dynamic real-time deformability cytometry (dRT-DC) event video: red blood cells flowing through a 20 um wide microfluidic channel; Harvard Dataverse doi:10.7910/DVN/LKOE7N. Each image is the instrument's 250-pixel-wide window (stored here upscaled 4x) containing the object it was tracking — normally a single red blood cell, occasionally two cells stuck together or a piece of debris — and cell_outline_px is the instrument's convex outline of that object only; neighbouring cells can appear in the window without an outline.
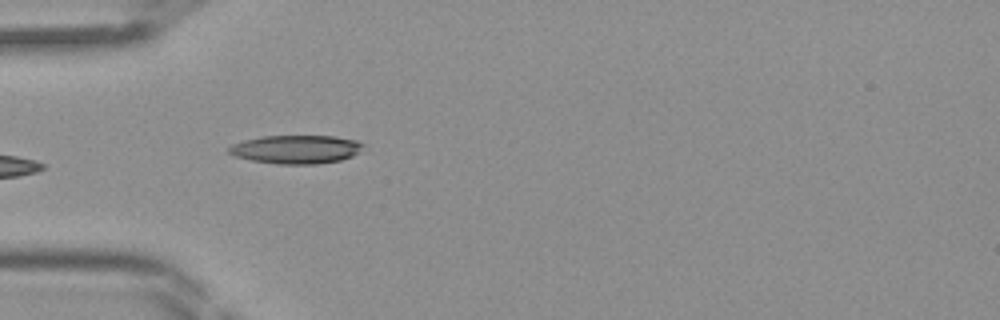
{"species": "Egyptian fruit bat (a non-hibernating species)", "species_latin": "Rousettus aegyptiacus", "temperature_condition": "room temperature", "stored_images_in_passage": 29, "camera_frame_rate_fps": 3000, "um_per_image_px": 0.085, "frame": {"image": 1, "passage_image": 1, "time_ms": 0.0, "image_size_px": [1000, 320], "cell_outline_px": [[364, 144], [360, 152], [352, 156], [340, 160], [316, 164], [276, 164], [252, 160], [236, 156], [228, 152], [228, 148], [232, 144], [244, 140], [264, 136], [336, 136], [356, 140]], "centroid_in_image_um": [25.19, 12.69], "position_along_channel_um": 59.8, "area_um2": 22.25}}